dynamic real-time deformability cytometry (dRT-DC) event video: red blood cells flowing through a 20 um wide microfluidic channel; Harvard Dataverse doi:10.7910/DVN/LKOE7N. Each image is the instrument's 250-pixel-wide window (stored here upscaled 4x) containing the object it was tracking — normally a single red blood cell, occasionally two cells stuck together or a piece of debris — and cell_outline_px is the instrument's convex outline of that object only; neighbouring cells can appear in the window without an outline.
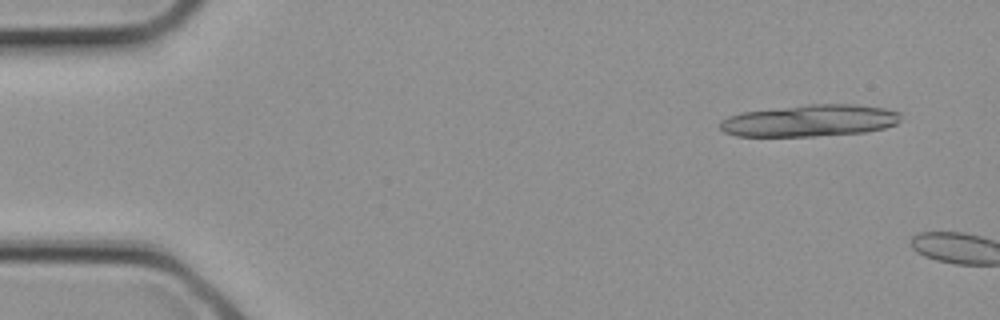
{"species": "common noctule bat (a hibernating species)", "species_latin": "Nyctalus noctula", "temperature_condition": "cold", "stored_images_in_passage": 2, "camera_frame_rate_fps": 3000, "um_per_image_px": 0.085, "animal": {"sex": "female", "body_mass_g": 21.9}, "frame": {"image": 1, "passage_image": 1, "time_ms": 0.0, "image_size_px": [1000, 320], "cell_outline_px": [[900, 120], [896, 124], [884, 128], [864, 132], [816, 136], [736, 136], [724, 132], [720, 128], [720, 120], [728, 116], [744, 112], [804, 104], [856, 104], [884, 108], [900, 112]], "centroid_in_image_um": [68.83, 10.25], "position_along_channel_um": 16.2, "area_um2": 33.64}}